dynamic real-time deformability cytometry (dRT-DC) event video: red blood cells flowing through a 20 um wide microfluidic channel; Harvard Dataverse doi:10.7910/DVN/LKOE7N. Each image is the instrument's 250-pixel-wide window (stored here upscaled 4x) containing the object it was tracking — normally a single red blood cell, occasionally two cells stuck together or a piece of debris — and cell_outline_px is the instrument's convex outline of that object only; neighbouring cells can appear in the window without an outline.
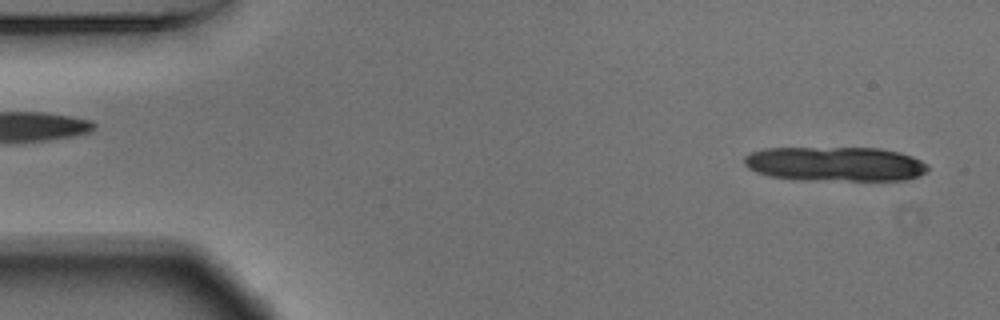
{"species": "Egyptian fruit bat (a non-hibernating species)", "species_latin": "Rousettus aegyptiacus", "temperature_condition": "warm", "stored_images_in_passage": 12, "camera_frame_rate_fps": 3000, "um_per_image_px": 0.085, "animal": {"sex": "male"}, "frame": {"image": 1, "passage_image": 2, "time_ms": 0.333, "image_size_px": [1000, 320], "cell_outline_px": [[928, 168], [920, 176], [908, 180], [796, 180], [768, 176], [756, 172], [748, 168], [744, 164], [744, 156], [752, 152], [764, 148], [880, 148], [900, 152], [912, 156], [928, 164]], "centroid_in_image_um": [70.98, 13.94], "position_along_channel_um": 14.0, "area_um2": 37.28}}